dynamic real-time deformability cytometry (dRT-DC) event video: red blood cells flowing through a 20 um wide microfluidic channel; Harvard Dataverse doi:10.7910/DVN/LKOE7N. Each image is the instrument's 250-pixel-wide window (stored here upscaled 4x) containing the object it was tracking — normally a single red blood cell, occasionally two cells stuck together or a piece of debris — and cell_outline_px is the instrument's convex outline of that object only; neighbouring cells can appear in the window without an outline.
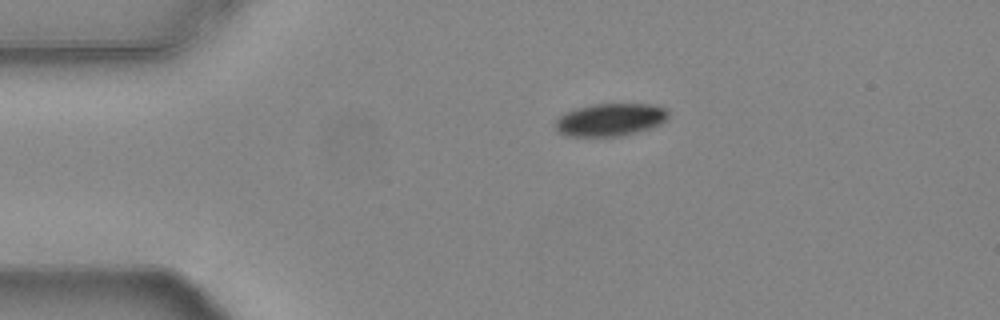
{"species": "common noctule bat (a hibernating species)", "species_latin": "Nyctalus noctula", "temperature_condition": "warm", "stored_images_in_passage": 44, "camera_frame_rate_fps": 3000, "um_per_image_px": 0.085, "animal": {"sex": "female", "body_mass_g": 24.6, "forearm_length_mm": 56.2}, "frame": {"image": 1, "passage_image": 1, "time_ms": 0.0, "image_size_px": [1000, 320], "cell_outline_px": [[668, 116], [660, 124], [636, 132], [620, 136], [564, 136], [556, 132], [556, 120], [564, 112], [576, 108], [596, 104], [652, 104], [664, 108], [668, 112]], "centroid_in_image_um": [51.82, 10.18], "position_along_channel_um": 33.2, "area_um2": 21.39}}
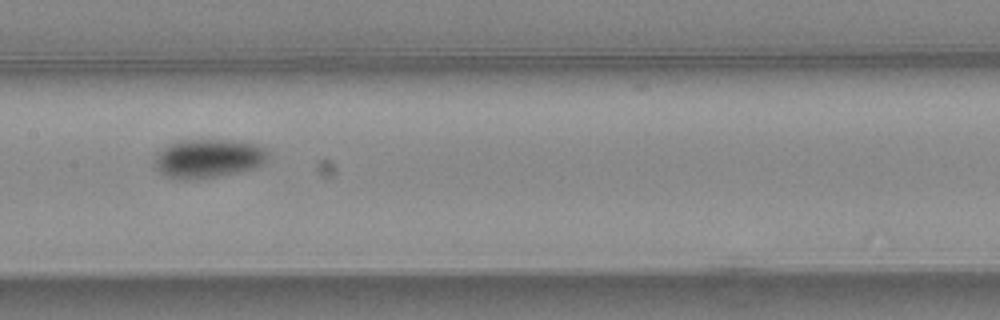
{"frame": {"image": 2, "passage_image": 17, "time_ms": 5.333, "image_size_px": [1000, 320], "cell_outline_px": [[268, 156], [260, 164], [252, 168], [216, 176], [184, 180], [168, 176], [160, 172], [156, 168], [156, 152], [168, 144], [180, 140], [240, 140], [256, 144], [264, 148], [268, 152]], "centroid_in_image_um": [17.67, 13.44], "position_along_channel_um": 189.7, "area_um2": 25.26}}
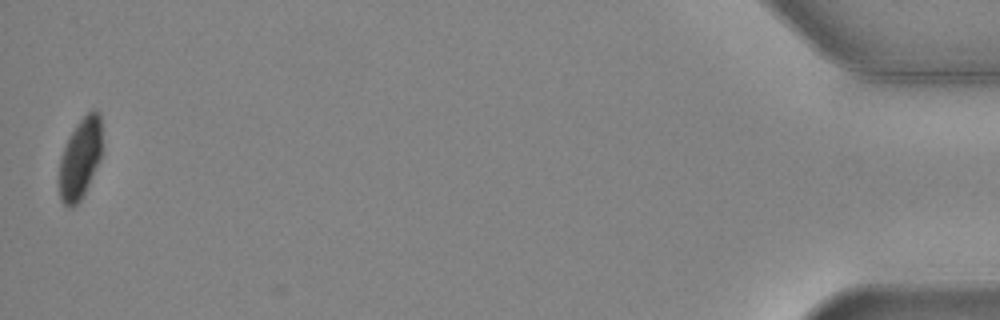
{"frame": {"image": 3, "passage_image": 44, "time_ms": 14.333, "image_size_px": [1000, 320], "cell_outline_px": [[100, 160], [80, 200], [72, 208], [68, 208], [60, 200], [60, 156], [76, 124], [92, 108], [96, 108], [100, 112]], "centroid_in_image_um": [6.81, 13.46], "position_along_channel_um": 428.4, "area_um2": 19.71}, "authors_computed_cell_mechanics": {"area_um2": 23.4668, "velocity_mm_per_s": 3.7439, "shape_relaxation_time_tau1_ms": 4.1965, "shape_relaxation_time_tau2_ms": 6.3286, "deformation_change_tau1": 0.1029, "deformation_change_tau2": 0.0592}}